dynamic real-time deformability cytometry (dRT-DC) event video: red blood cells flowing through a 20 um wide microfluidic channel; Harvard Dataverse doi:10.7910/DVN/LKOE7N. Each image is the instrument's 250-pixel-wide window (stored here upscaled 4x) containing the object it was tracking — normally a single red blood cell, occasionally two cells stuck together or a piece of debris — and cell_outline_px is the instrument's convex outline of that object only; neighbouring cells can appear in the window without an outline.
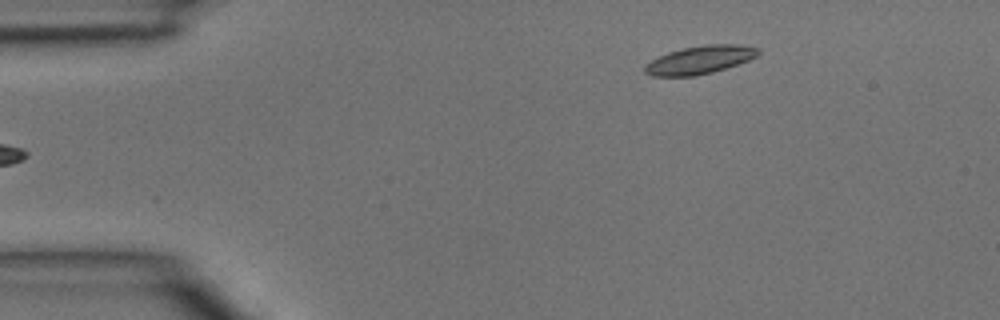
{"species": "common noctule bat (a hibernating species)", "species_latin": "Nyctalus noctula", "temperature_condition": "room temperature", "stored_images_in_passage": 5, "camera_frame_rate_fps": 3000, "um_per_image_px": 0.085, "animal": {"sex": "male", "body_mass_g": 15.6}, "frame": {"image": 1, "passage_image": 5, "time_ms": 1.333, "image_size_px": [1000, 320], "cell_outline_px": [[760, 52], [756, 56], [748, 60], [712, 72], [692, 76], [652, 76], [644, 72], [644, 64], [668, 52], [684, 48], [708, 44], [740, 44], [756, 48]], "centroid_in_image_um": [59.45, 5.09], "position_along_channel_um": 25.6, "area_um2": 18.26}}